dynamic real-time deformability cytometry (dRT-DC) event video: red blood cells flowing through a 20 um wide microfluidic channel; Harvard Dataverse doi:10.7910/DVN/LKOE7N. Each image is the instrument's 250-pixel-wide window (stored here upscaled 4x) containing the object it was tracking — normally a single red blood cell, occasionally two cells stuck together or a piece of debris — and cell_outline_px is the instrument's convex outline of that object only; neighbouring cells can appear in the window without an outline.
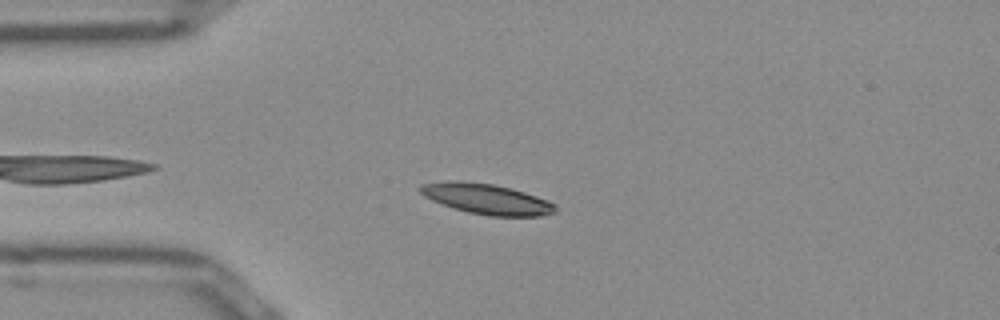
{"species": "Egyptian fruit bat (a non-hibernating species)", "species_latin": "Rousettus aegyptiacus", "temperature_condition": "room temperature", "stored_images_in_passage": 33, "camera_frame_rate_fps": 3000, "um_per_image_px": 0.085, "frame": {"image": 1, "passage_image": 3, "time_ms": 0.667, "image_size_px": [1000, 320], "cell_outline_px": [[556, 212], [540, 216], [488, 216], [468, 212], [452, 208], [432, 200], [424, 196], [416, 188], [420, 184], [448, 180], [452, 180], [492, 184], [512, 188], [548, 200], [556, 208]], "centroid_in_image_um": [41.31, 16.91], "position_along_channel_um": 43.7, "area_um2": 23.99}}
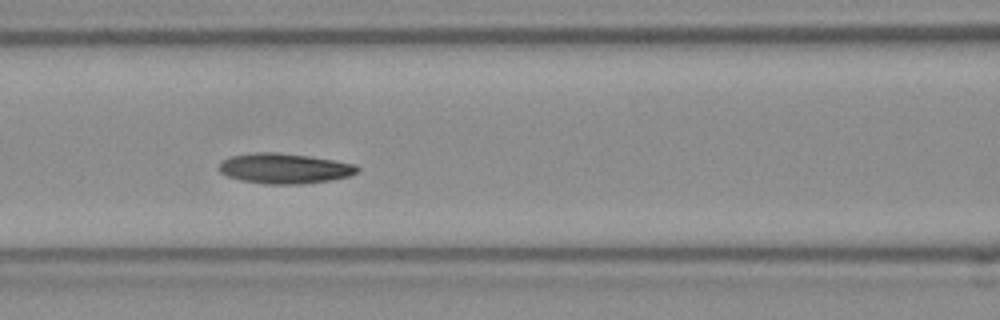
{"frame": {"image": 2, "passage_image": 12, "time_ms": 3.667, "image_size_px": [1000, 320], "cell_outline_px": [[360, 168], [356, 172], [348, 176], [332, 180], [304, 184], [264, 184], [240, 180], [228, 176], [220, 172], [220, 164], [224, 160], [232, 156], [256, 152], [276, 152], [308, 156], [356, 164]], "centroid_in_image_um": [24.2, 14.32], "position_along_channel_um": 142.4, "area_um2": 24.22}}
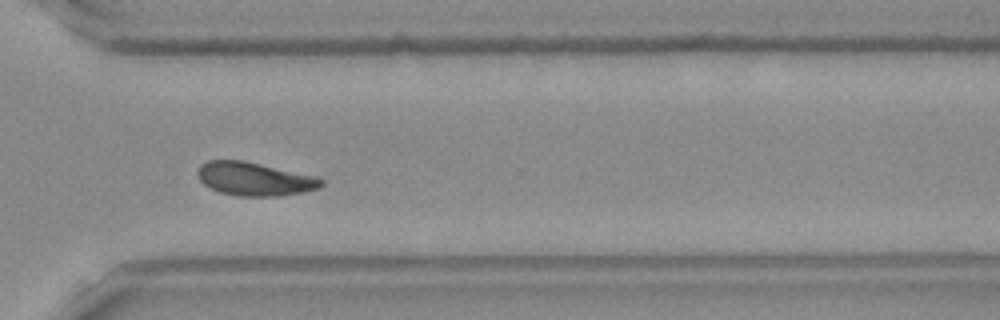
{"frame": {"image": 3, "passage_image": 28, "time_ms": 9.0, "image_size_px": [1000, 320], "cell_outline_px": [[324, 184], [320, 188], [304, 192], [280, 196], [240, 196], [220, 192], [204, 184], [200, 180], [196, 172], [200, 164], [208, 160], [240, 160], [260, 164], [316, 176], [324, 180]], "centroid_in_image_um": [21.65, 15.21], "position_along_channel_um": 349.0, "area_um2": 24.04}, "authors_computed_cell_mechanics": {"area_um2": 23.987, "velocity_mm_per_s": 3.8771, "shape_relaxation_time_tau1_ms": 4.4831, "shape_relaxation_time_tau2_ms": 6.0954, "deformation_change_tau1": 0.1121, "deformation_change_tau2": 0.1138}}